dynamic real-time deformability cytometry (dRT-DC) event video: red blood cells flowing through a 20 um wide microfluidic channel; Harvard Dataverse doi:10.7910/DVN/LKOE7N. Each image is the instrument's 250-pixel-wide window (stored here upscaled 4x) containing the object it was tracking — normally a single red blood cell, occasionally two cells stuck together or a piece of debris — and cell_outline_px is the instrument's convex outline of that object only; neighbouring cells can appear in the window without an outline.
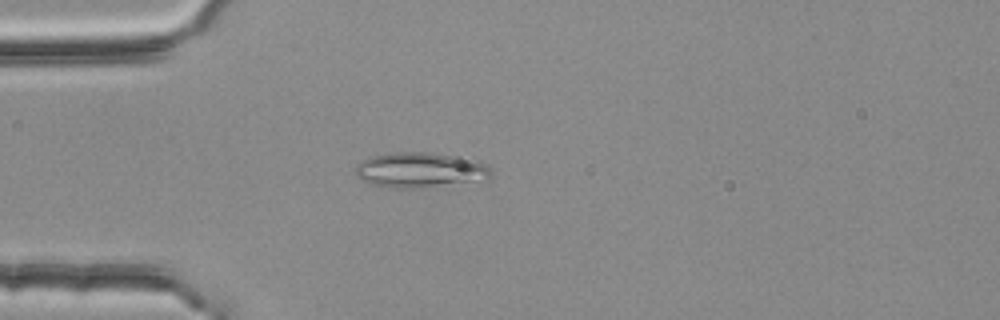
{"species": "common noctule bat (a hibernating species)", "species_latin": "Nyctalus noctula", "temperature_condition": "room temperature", "stored_images_in_passage": 1, "camera_frame_rate_fps": 3000, "um_per_image_px": 0.085, "animal": {"sex": "female", "body_mass_g": 25.1}, "frame": {"image": 1, "passage_image": 1, "time_ms": 0.0, "image_size_px": [1000, 320], "cell_outline_px": [[492, 176], [488, 180], [408, 188], [396, 188], [372, 184], [356, 176], [356, 164], [360, 160], [372, 156], [392, 152], [428, 152], [468, 156], [492, 168]], "centroid_in_image_um": [35.77, 14.42], "position_along_channel_um": 49.2, "area_um2": 28.09}}